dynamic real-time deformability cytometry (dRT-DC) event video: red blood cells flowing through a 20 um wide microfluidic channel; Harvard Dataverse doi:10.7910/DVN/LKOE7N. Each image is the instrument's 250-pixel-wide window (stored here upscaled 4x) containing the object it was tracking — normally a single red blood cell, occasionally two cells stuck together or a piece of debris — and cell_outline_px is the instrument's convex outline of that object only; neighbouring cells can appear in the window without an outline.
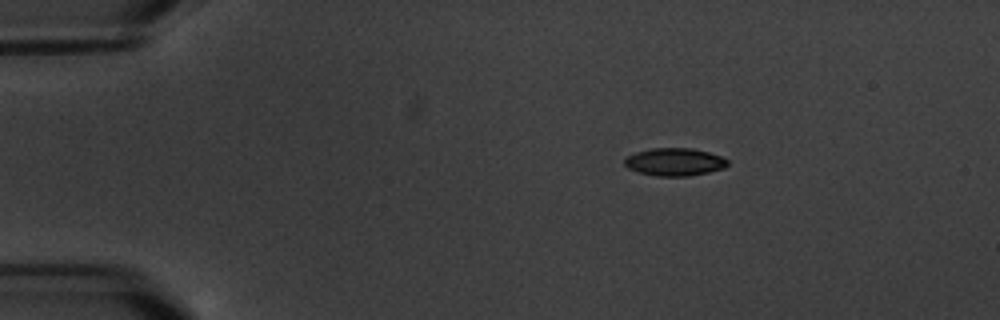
{"species": "common noctule bat (a hibernating species)", "species_latin": "Nyctalus noctula", "temperature_condition": "warm", "stored_images_in_passage": 10, "camera_frame_rate_fps": 3000, "um_per_image_px": 0.085, "animal": {"sex": "male", "body_mass_g": 20.1, "forearm_length_mm": 53.5}, "frame": {"image": 1, "passage_image": 2, "time_ms": 1.0, "image_size_px": [1000, 320], "cell_outline_px": [[728, 164], [724, 168], [708, 172], [688, 176], [656, 176], [640, 172], [628, 168], [624, 164], [624, 160], [628, 156], [636, 152], [652, 148], [692, 148], [708, 152], [720, 156], [728, 160]], "centroid_in_image_um": [57.34, 13.76], "position_along_channel_um": 27.7, "area_um2": 16.53}}
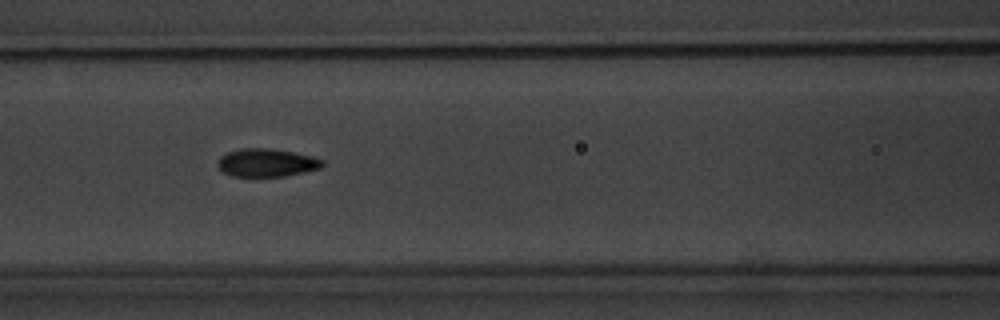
{"frame": {"image": 2, "passage_image": 6, "time_ms": 6.333, "image_size_px": [1000, 320], "cell_outline_px": [[324, 164], [320, 168], [304, 172], [284, 176], [232, 176], [224, 172], [216, 164], [216, 160], [220, 156], [228, 152], [240, 148], [268, 148], [292, 152], [312, 156], [324, 160]], "centroid_in_image_um": [22.64, 13.82], "position_along_channel_um": 144.0, "area_um2": 17.11}}
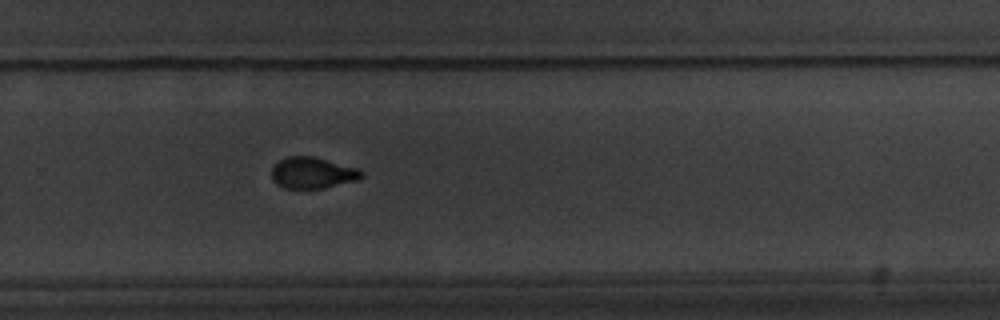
{"frame": {"image": 3, "passage_image": 10, "time_ms": 11.0, "image_size_px": [1000, 320], "cell_outline_px": [[364, 176], [360, 180], [324, 188], [284, 188], [276, 184], [272, 180], [272, 168], [280, 160], [288, 156], [312, 156], [360, 168], [364, 172]], "centroid_in_image_um": [26.62, 14.7], "position_along_channel_um": 303.2, "area_um2": 16.59}}